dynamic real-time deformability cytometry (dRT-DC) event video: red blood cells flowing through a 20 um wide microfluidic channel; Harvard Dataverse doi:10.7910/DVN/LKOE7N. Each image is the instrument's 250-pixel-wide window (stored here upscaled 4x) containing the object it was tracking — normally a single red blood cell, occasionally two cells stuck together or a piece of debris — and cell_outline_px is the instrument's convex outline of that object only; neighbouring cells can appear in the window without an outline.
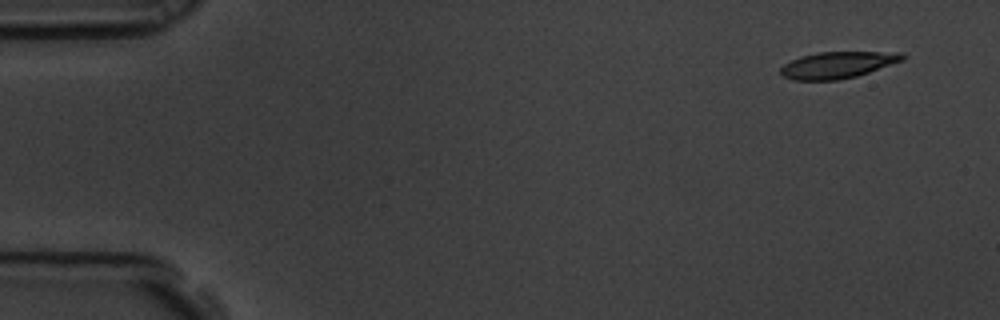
{"species": "common noctule bat (a hibernating species)", "species_latin": "Nyctalus noctula", "temperature_condition": "room temperature", "stored_images_in_passage": 4, "camera_frame_rate_fps": 3000, "um_per_image_px": 0.085, "animal": {"sex": "male", "body_mass_g": 19.5, "forearm_length_mm": 54.6}, "frame": {"image": 1, "passage_image": 1, "time_ms": 0.0, "image_size_px": [1000, 320], "cell_outline_px": [[908, 56], [904, 60], [856, 76], [840, 80], [792, 80], [784, 76], [780, 72], [780, 68], [784, 64], [800, 56], [816, 52], [900, 52]], "centroid_in_image_um": [71.2, 5.51], "position_along_channel_um": 13.8, "area_um2": 18.9}}